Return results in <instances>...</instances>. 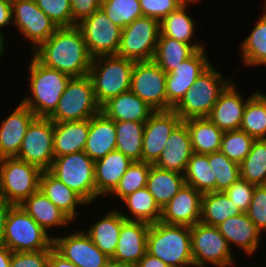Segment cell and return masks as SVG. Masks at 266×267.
<instances>
[{"instance_id": "cell-1", "label": "cell", "mask_w": 266, "mask_h": 267, "mask_svg": "<svg viewBox=\"0 0 266 267\" xmlns=\"http://www.w3.org/2000/svg\"><path fill=\"white\" fill-rule=\"evenodd\" d=\"M31 53L44 66L71 77L88 75L93 59L77 26L58 28Z\"/></svg>"}, {"instance_id": "cell-2", "label": "cell", "mask_w": 266, "mask_h": 267, "mask_svg": "<svg viewBox=\"0 0 266 267\" xmlns=\"http://www.w3.org/2000/svg\"><path fill=\"white\" fill-rule=\"evenodd\" d=\"M27 84L30 96L22 97V102L30 108L36 117L49 118L57 108L66 86L72 78L41 64L33 55L28 65Z\"/></svg>"}, {"instance_id": "cell-3", "label": "cell", "mask_w": 266, "mask_h": 267, "mask_svg": "<svg viewBox=\"0 0 266 267\" xmlns=\"http://www.w3.org/2000/svg\"><path fill=\"white\" fill-rule=\"evenodd\" d=\"M147 252L169 267H193L190 227L161 221L150 224Z\"/></svg>"}, {"instance_id": "cell-4", "label": "cell", "mask_w": 266, "mask_h": 267, "mask_svg": "<svg viewBox=\"0 0 266 267\" xmlns=\"http://www.w3.org/2000/svg\"><path fill=\"white\" fill-rule=\"evenodd\" d=\"M211 64L197 78L181 101L173 108L181 120L208 117L216 101L232 82Z\"/></svg>"}, {"instance_id": "cell-5", "label": "cell", "mask_w": 266, "mask_h": 267, "mask_svg": "<svg viewBox=\"0 0 266 267\" xmlns=\"http://www.w3.org/2000/svg\"><path fill=\"white\" fill-rule=\"evenodd\" d=\"M135 61L117 55L92 59L88 73L97 103L102 106L110 98L130 90Z\"/></svg>"}, {"instance_id": "cell-6", "label": "cell", "mask_w": 266, "mask_h": 267, "mask_svg": "<svg viewBox=\"0 0 266 267\" xmlns=\"http://www.w3.org/2000/svg\"><path fill=\"white\" fill-rule=\"evenodd\" d=\"M53 232L47 233L19 205L8 212L2 244L12 252L52 250Z\"/></svg>"}, {"instance_id": "cell-7", "label": "cell", "mask_w": 266, "mask_h": 267, "mask_svg": "<svg viewBox=\"0 0 266 267\" xmlns=\"http://www.w3.org/2000/svg\"><path fill=\"white\" fill-rule=\"evenodd\" d=\"M95 161L84 151L54 157L49 171L89 206L96 200Z\"/></svg>"}, {"instance_id": "cell-8", "label": "cell", "mask_w": 266, "mask_h": 267, "mask_svg": "<svg viewBox=\"0 0 266 267\" xmlns=\"http://www.w3.org/2000/svg\"><path fill=\"white\" fill-rule=\"evenodd\" d=\"M100 111L90 77H72L49 119L53 122L79 121L90 119Z\"/></svg>"}, {"instance_id": "cell-9", "label": "cell", "mask_w": 266, "mask_h": 267, "mask_svg": "<svg viewBox=\"0 0 266 267\" xmlns=\"http://www.w3.org/2000/svg\"><path fill=\"white\" fill-rule=\"evenodd\" d=\"M42 170L25 161L0 159V195L13 205H20L39 190Z\"/></svg>"}, {"instance_id": "cell-10", "label": "cell", "mask_w": 266, "mask_h": 267, "mask_svg": "<svg viewBox=\"0 0 266 267\" xmlns=\"http://www.w3.org/2000/svg\"><path fill=\"white\" fill-rule=\"evenodd\" d=\"M190 232L194 267H209L208 264L231 267L236 264L232 248L216 226L200 221L190 227Z\"/></svg>"}, {"instance_id": "cell-11", "label": "cell", "mask_w": 266, "mask_h": 267, "mask_svg": "<svg viewBox=\"0 0 266 267\" xmlns=\"http://www.w3.org/2000/svg\"><path fill=\"white\" fill-rule=\"evenodd\" d=\"M159 35V20L139 17L122 29L117 56L135 62L153 60Z\"/></svg>"}, {"instance_id": "cell-12", "label": "cell", "mask_w": 266, "mask_h": 267, "mask_svg": "<svg viewBox=\"0 0 266 267\" xmlns=\"http://www.w3.org/2000/svg\"><path fill=\"white\" fill-rule=\"evenodd\" d=\"M54 122L49 118L35 117L23 138L17 159L49 170L54 160Z\"/></svg>"}, {"instance_id": "cell-13", "label": "cell", "mask_w": 266, "mask_h": 267, "mask_svg": "<svg viewBox=\"0 0 266 267\" xmlns=\"http://www.w3.org/2000/svg\"><path fill=\"white\" fill-rule=\"evenodd\" d=\"M77 27L92 58L117 55L122 28L113 23L102 9L83 19Z\"/></svg>"}, {"instance_id": "cell-14", "label": "cell", "mask_w": 266, "mask_h": 267, "mask_svg": "<svg viewBox=\"0 0 266 267\" xmlns=\"http://www.w3.org/2000/svg\"><path fill=\"white\" fill-rule=\"evenodd\" d=\"M11 7V26L18 28V33L30 41V51H34L58 29L37 6L35 0H14Z\"/></svg>"}, {"instance_id": "cell-15", "label": "cell", "mask_w": 266, "mask_h": 267, "mask_svg": "<svg viewBox=\"0 0 266 267\" xmlns=\"http://www.w3.org/2000/svg\"><path fill=\"white\" fill-rule=\"evenodd\" d=\"M166 74L154 60L136 61L130 90L155 111L167 110Z\"/></svg>"}, {"instance_id": "cell-16", "label": "cell", "mask_w": 266, "mask_h": 267, "mask_svg": "<svg viewBox=\"0 0 266 267\" xmlns=\"http://www.w3.org/2000/svg\"><path fill=\"white\" fill-rule=\"evenodd\" d=\"M73 232L63 237L53 235V247L60 255L78 267H107L111 263L83 230Z\"/></svg>"}, {"instance_id": "cell-17", "label": "cell", "mask_w": 266, "mask_h": 267, "mask_svg": "<svg viewBox=\"0 0 266 267\" xmlns=\"http://www.w3.org/2000/svg\"><path fill=\"white\" fill-rule=\"evenodd\" d=\"M212 62L205 48L196 50L171 73L166 74L167 110L173 109Z\"/></svg>"}, {"instance_id": "cell-18", "label": "cell", "mask_w": 266, "mask_h": 267, "mask_svg": "<svg viewBox=\"0 0 266 267\" xmlns=\"http://www.w3.org/2000/svg\"><path fill=\"white\" fill-rule=\"evenodd\" d=\"M173 110L154 111L144 123L141 161L154 165L159 159L173 129L181 122Z\"/></svg>"}, {"instance_id": "cell-19", "label": "cell", "mask_w": 266, "mask_h": 267, "mask_svg": "<svg viewBox=\"0 0 266 267\" xmlns=\"http://www.w3.org/2000/svg\"><path fill=\"white\" fill-rule=\"evenodd\" d=\"M150 224L142 221H125L111 263L134 267L147 252V233Z\"/></svg>"}, {"instance_id": "cell-20", "label": "cell", "mask_w": 266, "mask_h": 267, "mask_svg": "<svg viewBox=\"0 0 266 267\" xmlns=\"http://www.w3.org/2000/svg\"><path fill=\"white\" fill-rule=\"evenodd\" d=\"M202 193L185 184L161 209L160 221L166 224L194 226L200 222Z\"/></svg>"}, {"instance_id": "cell-21", "label": "cell", "mask_w": 266, "mask_h": 267, "mask_svg": "<svg viewBox=\"0 0 266 267\" xmlns=\"http://www.w3.org/2000/svg\"><path fill=\"white\" fill-rule=\"evenodd\" d=\"M10 113L0 123V159L17 157L26 130L36 117L22 102Z\"/></svg>"}, {"instance_id": "cell-22", "label": "cell", "mask_w": 266, "mask_h": 267, "mask_svg": "<svg viewBox=\"0 0 266 267\" xmlns=\"http://www.w3.org/2000/svg\"><path fill=\"white\" fill-rule=\"evenodd\" d=\"M236 88L237 84L232 81L221 93L208 116L222 131L240 130L245 105L257 92L255 90L245 99Z\"/></svg>"}, {"instance_id": "cell-23", "label": "cell", "mask_w": 266, "mask_h": 267, "mask_svg": "<svg viewBox=\"0 0 266 267\" xmlns=\"http://www.w3.org/2000/svg\"><path fill=\"white\" fill-rule=\"evenodd\" d=\"M216 227L230 248L236 245V249L239 247L248 256L256 253L262 241V232L244 212L228 218Z\"/></svg>"}, {"instance_id": "cell-24", "label": "cell", "mask_w": 266, "mask_h": 267, "mask_svg": "<svg viewBox=\"0 0 266 267\" xmlns=\"http://www.w3.org/2000/svg\"><path fill=\"white\" fill-rule=\"evenodd\" d=\"M159 159L154 164L164 170L184 174L193 149L189 131L184 121H181L171 132Z\"/></svg>"}, {"instance_id": "cell-25", "label": "cell", "mask_w": 266, "mask_h": 267, "mask_svg": "<svg viewBox=\"0 0 266 267\" xmlns=\"http://www.w3.org/2000/svg\"><path fill=\"white\" fill-rule=\"evenodd\" d=\"M133 161L122 152L114 150L95 161V185L97 197H108L118 186L121 177Z\"/></svg>"}, {"instance_id": "cell-26", "label": "cell", "mask_w": 266, "mask_h": 267, "mask_svg": "<svg viewBox=\"0 0 266 267\" xmlns=\"http://www.w3.org/2000/svg\"><path fill=\"white\" fill-rule=\"evenodd\" d=\"M114 150H116L115 121L100 111L89 119V133L84 152L96 161Z\"/></svg>"}, {"instance_id": "cell-27", "label": "cell", "mask_w": 266, "mask_h": 267, "mask_svg": "<svg viewBox=\"0 0 266 267\" xmlns=\"http://www.w3.org/2000/svg\"><path fill=\"white\" fill-rule=\"evenodd\" d=\"M39 190L73 222L80 215L78 207L88 204L49 170L42 171ZM78 210V211H77Z\"/></svg>"}, {"instance_id": "cell-28", "label": "cell", "mask_w": 266, "mask_h": 267, "mask_svg": "<svg viewBox=\"0 0 266 267\" xmlns=\"http://www.w3.org/2000/svg\"><path fill=\"white\" fill-rule=\"evenodd\" d=\"M101 111L114 121L146 122L155 111L131 90L110 98Z\"/></svg>"}, {"instance_id": "cell-29", "label": "cell", "mask_w": 266, "mask_h": 267, "mask_svg": "<svg viewBox=\"0 0 266 267\" xmlns=\"http://www.w3.org/2000/svg\"><path fill=\"white\" fill-rule=\"evenodd\" d=\"M101 219L83 231L91 238L97 248L109 258L114 255L122 224L126 219L116 208H110Z\"/></svg>"}, {"instance_id": "cell-30", "label": "cell", "mask_w": 266, "mask_h": 267, "mask_svg": "<svg viewBox=\"0 0 266 267\" xmlns=\"http://www.w3.org/2000/svg\"><path fill=\"white\" fill-rule=\"evenodd\" d=\"M200 2V0L185 1L175 11L169 13L160 21V35L174 38L180 42L190 44L195 50L206 48L203 43L195 41L194 34L197 22L186 11L188 3ZM194 39V40H192Z\"/></svg>"}, {"instance_id": "cell-31", "label": "cell", "mask_w": 266, "mask_h": 267, "mask_svg": "<svg viewBox=\"0 0 266 267\" xmlns=\"http://www.w3.org/2000/svg\"><path fill=\"white\" fill-rule=\"evenodd\" d=\"M33 220L50 234L51 228H67L73 221L56 207L40 190L26 198L20 205Z\"/></svg>"}, {"instance_id": "cell-32", "label": "cell", "mask_w": 266, "mask_h": 267, "mask_svg": "<svg viewBox=\"0 0 266 267\" xmlns=\"http://www.w3.org/2000/svg\"><path fill=\"white\" fill-rule=\"evenodd\" d=\"M89 133V119L54 122V157L84 151Z\"/></svg>"}, {"instance_id": "cell-33", "label": "cell", "mask_w": 266, "mask_h": 267, "mask_svg": "<svg viewBox=\"0 0 266 267\" xmlns=\"http://www.w3.org/2000/svg\"><path fill=\"white\" fill-rule=\"evenodd\" d=\"M189 131L192 149L197 154H209L221 149L224 131L208 117L184 120Z\"/></svg>"}, {"instance_id": "cell-34", "label": "cell", "mask_w": 266, "mask_h": 267, "mask_svg": "<svg viewBox=\"0 0 266 267\" xmlns=\"http://www.w3.org/2000/svg\"><path fill=\"white\" fill-rule=\"evenodd\" d=\"M185 184L184 174L151 165L146 188L162 209Z\"/></svg>"}, {"instance_id": "cell-35", "label": "cell", "mask_w": 266, "mask_h": 267, "mask_svg": "<svg viewBox=\"0 0 266 267\" xmlns=\"http://www.w3.org/2000/svg\"><path fill=\"white\" fill-rule=\"evenodd\" d=\"M120 202L129 211L128 213H125L126 210L122 212L121 206L118 209L127 221H142L149 224L160 221L161 208L146 187L129 194Z\"/></svg>"}, {"instance_id": "cell-36", "label": "cell", "mask_w": 266, "mask_h": 267, "mask_svg": "<svg viewBox=\"0 0 266 267\" xmlns=\"http://www.w3.org/2000/svg\"><path fill=\"white\" fill-rule=\"evenodd\" d=\"M250 34L240 44V55L245 66H266V4Z\"/></svg>"}, {"instance_id": "cell-37", "label": "cell", "mask_w": 266, "mask_h": 267, "mask_svg": "<svg viewBox=\"0 0 266 267\" xmlns=\"http://www.w3.org/2000/svg\"><path fill=\"white\" fill-rule=\"evenodd\" d=\"M242 213L225 192L214 191L202 194L200 221L218 226L230 217Z\"/></svg>"}, {"instance_id": "cell-38", "label": "cell", "mask_w": 266, "mask_h": 267, "mask_svg": "<svg viewBox=\"0 0 266 267\" xmlns=\"http://www.w3.org/2000/svg\"><path fill=\"white\" fill-rule=\"evenodd\" d=\"M116 150L133 162H141L144 122L115 121Z\"/></svg>"}, {"instance_id": "cell-39", "label": "cell", "mask_w": 266, "mask_h": 267, "mask_svg": "<svg viewBox=\"0 0 266 267\" xmlns=\"http://www.w3.org/2000/svg\"><path fill=\"white\" fill-rule=\"evenodd\" d=\"M240 130L255 140L266 139V93L257 92L245 105Z\"/></svg>"}, {"instance_id": "cell-40", "label": "cell", "mask_w": 266, "mask_h": 267, "mask_svg": "<svg viewBox=\"0 0 266 267\" xmlns=\"http://www.w3.org/2000/svg\"><path fill=\"white\" fill-rule=\"evenodd\" d=\"M195 51L188 43L167 36H159L153 60L166 73H171L176 66L189 58Z\"/></svg>"}, {"instance_id": "cell-41", "label": "cell", "mask_w": 266, "mask_h": 267, "mask_svg": "<svg viewBox=\"0 0 266 267\" xmlns=\"http://www.w3.org/2000/svg\"><path fill=\"white\" fill-rule=\"evenodd\" d=\"M241 178L255 185H266V139L255 140L240 163Z\"/></svg>"}, {"instance_id": "cell-42", "label": "cell", "mask_w": 266, "mask_h": 267, "mask_svg": "<svg viewBox=\"0 0 266 267\" xmlns=\"http://www.w3.org/2000/svg\"><path fill=\"white\" fill-rule=\"evenodd\" d=\"M184 178L187 185L202 194L213 192V171L209 164V154L193 153L184 172Z\"/></svg>"}, {"instance_id": "cell-43", "label": "cell", "mask_w": 266, "mask_h": 267, "mask_svg": "<svg viewBox=\"0 0 266 267\" xmlns=\"http://www.w3.org/2000/svg\"><path fill=\"white\" fill-rule=\"evenodd\" d=\"M209 164L213 171V192H225L241 177L240 164L221 151L209 153Z\"/></svg>"}, {"instance_id": "cell-44", "label": "cell", "mask_w": 266, "mask_h": 267, "mask_svg": "<svg viewBox=\"0 0 266 267\" xmlns=\"http://www.w3.org/2000/svg\"><path fill=\"white\" fill-rule=\"evenodd\" d=\"M151 165L152 164L142 161L133 162L121 177L118 186L109 196L111 197L112 195V197H114L116 201H121L129 194L139 189L145 188Z\"/></svg>"}, {"instance_id": "cell-45", "label": "cell", "mask_w": 266, "mask_h": 267, "mask_svg": "<svg viewBox=\"0 0 266 267\" xmlns=\"http://www.w3.org/2000/svg\"><path fill=\"white\" fill-rule=\"evenodd\" d=\"M101 9L122 29L143 16L139 0H103Z\"/></svg>"}, {"instance_id": "cell-46", "label": "cell", "mask_w": 266, "mask_h": 267, "mask_svg": "<svg viewBox=\"0 0 266 267\" xmlns=\"http://www.w3.org/2000/svg\"><path fill=\"white\" fill-rule=\"evenodd\" d=\"M254 142L255 139L244 131H224L220 151L240 164L251 151Z\"/></svg>"}, {"instance_id": "cell-47", "label": "cell", "mask_w": 266, "mask_h": 267, "mask_svg": "<svg viewBox=\"0 0 266 267\" xmlns=\"http://www.w3.org/2000/svg\"><path fill=\"white\" fill-rule=\"evenodd\" d=\"M35 3L58 28L77 26L72 21L70 0H35Z\"/></svg>"}, {"instance_id": "cell-48", "label": "cell", "mask_w": 266, "mask_h": 267, "mask_svg": "<svg viewBox=\"0 0 266 267\" xmlns=\"http://www.w3.org/2000/svg\"><path fill=\"white\" fill-rule=\"evenodd\" d=\"M246 213L262 233L266 232V185H255L253 197Z\"/></svg>"}, {"instance_id": "cell-49", "label": "cell", "mask_w": 266, "mask_h": 267, "mask_svg": "<svg viewBox=\"0 0 266 267\" xmlns=\"http://www.w3.org/2000/svg\"><path fill=\"white\" fill-rule=\"evenodd\" d=\"M254 189L255 184L249 183L240 177L225 193L241 212L246 213L251 203Z\"/></svg>"}, {"instance_id": "cell-50", "label": "cell", "mask_w": 266, "mask_h": 267, "mask_svg": "<svg viewBox=\"0 0 266 267\" xmlns=\"http://www.w3.org/2000/svg\"><path fill=\"white\" fill-rule=\"evenodd\" d=\"M184 0H139L143 16L161 21L181 6Z\"/></svg>"}, {"instance_id": "cell-51", "label": "cell", "mask_w": 266, "mask_h": 267, "mask_svg": "<svg viewBox=\"0 0 266 267\" xmlns=\"http://www.w3.org/2000/svg\"><path fill=\"white\" fill-rule=\"evenodd\" d=\"M50 251L12 252L10 267H48Z\"/></svg>"}, {"instance_id": "cell-52", "label": "cell", "mask_w": 266, "mask_h": 267, "mask_svg": "<svg viewBox=\"0 0 266 267\" xmlns=\"http://www.w3.org/2000/svg\"><path fill=\"white\" fill-rule=\"evenodd\" d=\"M103 0H70L72 21L77 25L101 9Z\"/></svg>"}, {"instance_id": "cell-53", "label": "cell", "mask_w": 266, "mask_h": 267, "mask_svg": "<svg viewBox=\"0 0 266 267\" xmlns=\"http://www.w3.org/2000/svg\"><path fill=\"white\" fill-rule=\"evenodd\" d=\"M48 267H78L74 263L65 259L54 248L50 251L48 258Z\"/></svg>"}, {"instance_id": "cell-54", "label": "cell", "mask_w": 266, "mask_h": 267, "mask_svg": "<svg viewBox=\"0 0 266 267\" xmlns=\"http://www.w3.org/2000/svg\"><path fill=\"white\" fill-rule=\"evenodd\" d=\"M12 24V7L10 3L0 1V31ZM5 27V28H3Z\"/></svg>"}, {"instance_id": "cell-55", "label": "cell", "mask_w": 266, "mask_h": 267, "mask_svg": "<svg viewBox=\"0 0 266 267\" xmlns=\"http://www.w3.org/2000/svg\"><path fill=\"white\" fill-rule=\"evenodd\" d=\"M12 206L13 204H11L10 202H7L0 195V244H2V239L4 236L6 218Z\"/></svg>"}, {"instance_id": "cell-56", "label": "cell", "mask_w": 266, "mask_h": 267, "mask_svg": "<svg viewBox=\"0 0 266 267\" xmlns=\"http://www.w3.org/2000/svg\"><path fill=\"white\" fill-rule=\"evenodd\" d=\"M134 267H169V266L166 263L162 262L157 257L146 252L143 258Z\"/></svg>"}, {"instance_id": "cell-57", "label": "cell", "mask_w": 266, "mask_h": 267, "mask_svg": "<svg viewBox=\"0 0 266 267\" xmlns=\"http://www.w3.org/2000/svg\"><path fill=\"white\" fill-rule=\"evenodd\" d=\"M12 251L5 245L0 244V267H10Z\"/></svg>"}, {"instance_id": "cell-58", "label": "cell", "mask_w": 266, "mask_h": 267, "mask_svg": "<svg viewBox=\"0 0 266 267\" xmlns=\"http://www.w3.org/2000/svg\"><path fill=\"white\" fill-rule=\"evenodd\" d=\"M5 36V34L4 33H2V31H0V59L1 58H3L2 56H3V53H4V51L6 50V41H7V39H6V36ZM6 40V41H5Z\"/></svg>"}, {"instance_id": "cell-59", "label": "cell", "mask_w": 266, "mask_h": 267, "mask_svg": "<svg viewBox=\"0 0 266 267\" xmlns=\"http://www.w3.org/2000/svg\"><path fill=\"white\" fill-rule=\"evenodd\" d=\"M107 267H126V266L110 263Z\"/></svg>"}, {"instance_id": "cell-60", "label": "cell", "mask_w": 266, "mask_h": 267, "mask_svg": "<svg viewBox=\"0 0 266 267\" xmlns=\"http://www.w3.org/2000/svg\"><path fill=\"white\" fill-rule=\"evenodd\" d=\"M0 1H3V2H5V3H10V4H12V2H13L14 0H0Z\"/></svg>"}]
</instances>
